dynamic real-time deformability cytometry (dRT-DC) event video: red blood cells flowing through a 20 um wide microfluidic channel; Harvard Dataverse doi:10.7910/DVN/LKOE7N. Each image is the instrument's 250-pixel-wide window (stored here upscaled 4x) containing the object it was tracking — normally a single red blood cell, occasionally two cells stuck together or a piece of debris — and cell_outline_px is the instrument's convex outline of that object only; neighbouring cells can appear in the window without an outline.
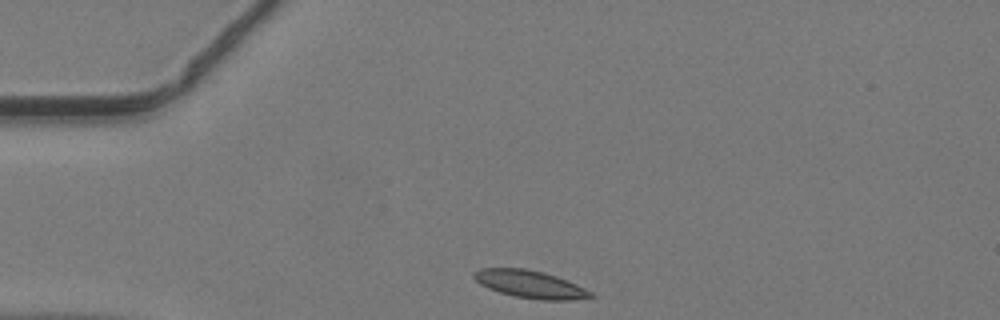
{"species": "common noctule bat (a hibernating species)", "species_latin": "Nyctalus noctula", "temperature_condition": "warm", "stored_images_in_passage": 37, "camera_frame_rate_fps": 3000, "um_per_image_px": 0.085, "animal": {"sex": "male", "body_mass_g": 19.2, "forearm_length_mm": 51.8}, "frame": {"image": 1, "passage_image": 1, "time_ms": 0.0, "image_size_px": [1000, 320], "cell_outline_px": [[596, 296], [568, 300], [540, 300], [516, 296], [500, 292], [488, 288], [480, 284], [472, 276], [472, 272], [480, 268], [524, 268], [544, 272], [568, 280], [592, 292]], "centroid_in_image_um": [45.04, 24.15], "position_along_channel_um": 40.0, "area_um2": 18.73}}
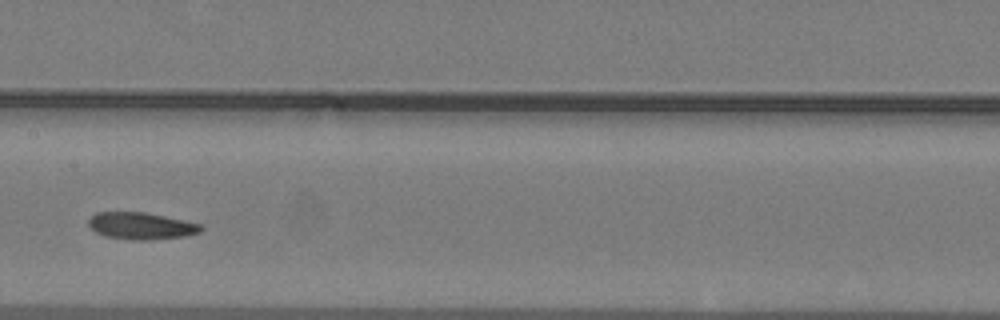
{"frame": {"image": 2, "passage_image": 14, "time_ms": 4.333, "image_size_px": [1000, 320], "cell_outline_px": [[204, 228], [200, 232], [184, 236], [144, 240], [132, 240], [104, 236], [96, 232], [88, 224], [88, 220], [96, 212], [144, 212], [184, 220], [200, 224]], "centroid_in_image_um": [11.98, 19.2], "position_along_channel_um": 195.4, "area_um2": 17.51}}
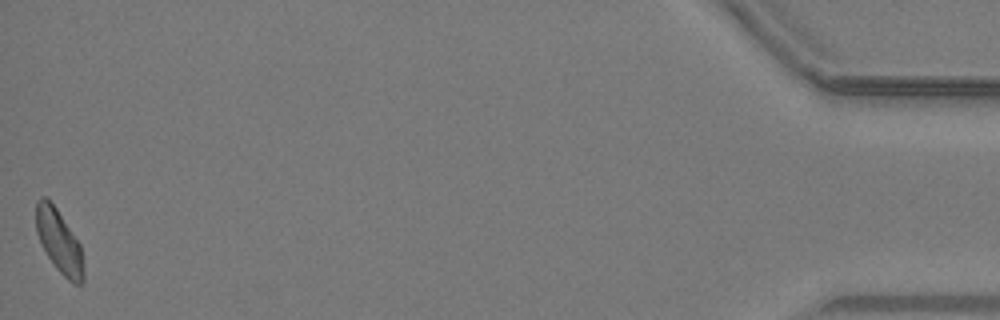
{"frame": {"image": 3, "passage_image": 37, "time_ms": 12.0, "image_size_px": [1000, 320], "cell_outline_px": [[84, 280], [80, 284], [76, 284], [68, 280], [56, 268], [48, 256], [36, 232], [36, 200], [40, 196], [48, 196], [80, 244], [84, 268]], "centroid_in_image_um": [5.02, 20.49], "position_along_channel_um": 430.2, "area_um2": 17.4}}